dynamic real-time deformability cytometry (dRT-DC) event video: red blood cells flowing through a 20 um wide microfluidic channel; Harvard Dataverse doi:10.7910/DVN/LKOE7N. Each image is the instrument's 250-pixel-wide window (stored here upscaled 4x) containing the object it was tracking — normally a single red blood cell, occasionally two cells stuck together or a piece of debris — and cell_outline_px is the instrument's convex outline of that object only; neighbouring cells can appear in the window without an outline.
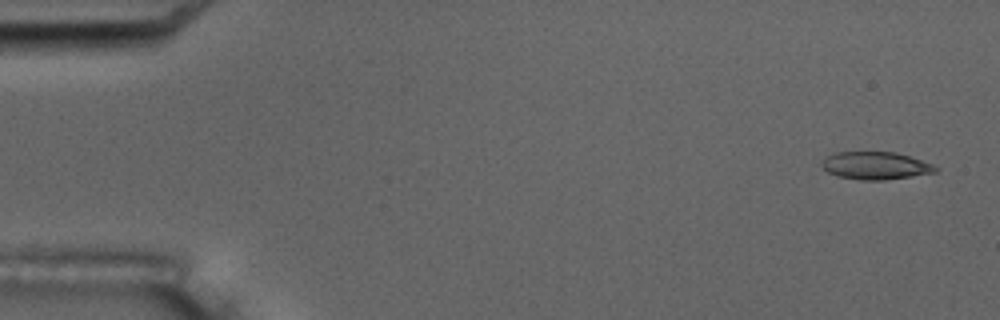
{"species": "common noctule bat (a hibernating species)", "species_latin": "Nyctalus noctula", "temperature_condition": "room temperature", "stored_images_in_passage": 6, "camera_frame_rate_fps": 3000, "um_per_image_px": 0.085, "animal": {"sex": "male", "body_mass_g": 17.5, "forearm_length_mm": 52.3}, "frame": {"image": 1, "passage_image": 1, "time_ms": 0.0, "image_size_px": [1000, 320], "cell_outline_px": [[940, 168], [936, 172], [912, 176], [884, 180], [860, 180], [836, 176], [828, 172], [824, 168], [824, 160], [828, 156], [836, 152], [896, 152], [932, 164]], "centroid_in_image_um": [74.45, 14.09], "position_along_channel_um": 10.5, "area_um2": 18.09}}